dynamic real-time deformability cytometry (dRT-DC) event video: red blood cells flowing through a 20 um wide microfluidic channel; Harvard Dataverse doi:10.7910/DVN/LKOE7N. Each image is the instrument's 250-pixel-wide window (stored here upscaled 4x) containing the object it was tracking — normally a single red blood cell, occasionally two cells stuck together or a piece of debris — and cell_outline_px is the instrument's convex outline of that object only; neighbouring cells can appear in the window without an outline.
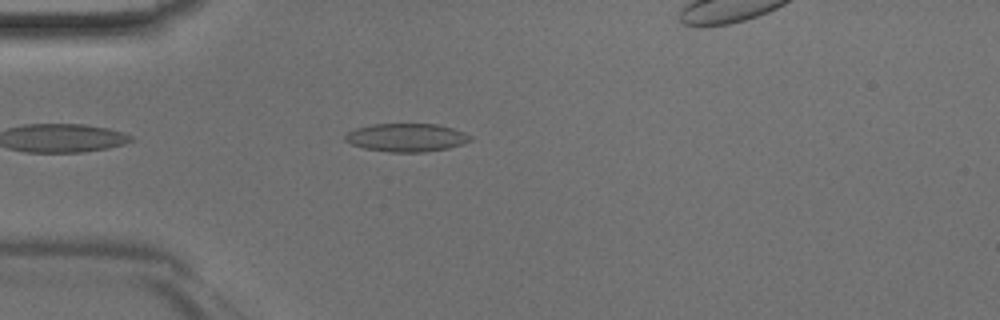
{"species": "Egyptian fruit bat (a non-hibernating species)", "species_latin": "Rousettus aegyptiacus", "temperature_condition": "room temperature", "stored_images_in_passage": 29, "camera_frame_rate_fps": 3000, "um_per_image_px": 0.085, "animal": {"sex": "male"}, "frame": {"image": 1, "passage_image": 1, "time_ms": 0.0, "image_size_px": [1000, 320], "cell_outline_px": [[472, 140], [464, 144], [448, 148], [424, 152], [392, 152], [364, 148], [352, 144], [344, 140], [344, 136], [348, 132], [356, 128], [372, 124], [436, 124], [452, 128], [464, 132], [472, 136]], "centroid_in_image_um": [34.57, 11.69], "position_along_channel_um": 50.4, "area_um2": 20.58}}